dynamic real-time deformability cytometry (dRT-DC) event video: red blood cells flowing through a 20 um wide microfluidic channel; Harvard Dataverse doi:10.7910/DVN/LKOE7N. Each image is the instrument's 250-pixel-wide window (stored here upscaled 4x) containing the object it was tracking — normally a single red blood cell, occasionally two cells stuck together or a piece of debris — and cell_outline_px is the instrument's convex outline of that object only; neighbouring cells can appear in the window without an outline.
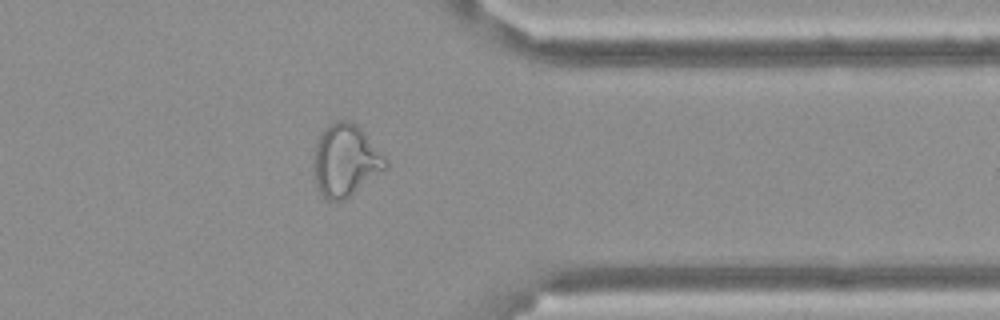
{"species": "Egyptian fruit bat (a non-hibernating species)", "species_latin": "Rousettus aegyptiacus", "temperature_condition": "cold", "stored_images_in_passage": 13, "camera_frame_rate_fps": 3000, "um_per_image_px": 0.085, "frame": {"image": 1, "passage_image": 11, "time_ms": 3.333, "image_size_px": [1000, 320], "cell_outline_px": [[388, 164], [384, 168], [344, 200], [328, 200], [316, 188], [316, 140], [320, 132], [328, 124], [336, 120], [348, 120], [356, 124], [364, 132], [388, 160]], "centroid_in_image_um": [29.36, 13.59], "position_along_channel_um": 382.0, "area_um2": 29.36}}